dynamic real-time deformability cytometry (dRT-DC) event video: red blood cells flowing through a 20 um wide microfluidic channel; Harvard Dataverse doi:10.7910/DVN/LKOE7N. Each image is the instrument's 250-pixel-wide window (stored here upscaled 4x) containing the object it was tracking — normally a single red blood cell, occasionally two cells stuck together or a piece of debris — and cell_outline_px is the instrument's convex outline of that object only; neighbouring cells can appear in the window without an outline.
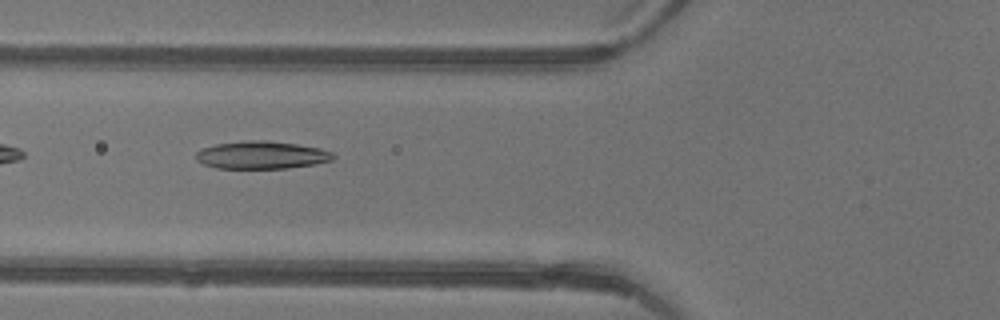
{"species": "common noctule bat (a hibernating species)", "species_latin": "Nyctalus noctula", "temperature_condition": "warm", "stored_images_in_passage": 2, "camera_frame_rate_fps": 3000, "um_per_image_px": 0.085, "animal": {"sex": "female"}, "frame": {"image": 1, "passage_image": 2, "time_ms": 0.333, "image_size_px": [1000, 320], "cell_outline_px": [[336, 156], [332, 160], [312, 164], [288, 168], [216, 168], [204, 164], [196, 160], [196, 152], [204, 148], [216, 144], [248, 140], [264, 140], [296, 144], [320, 148], [332, 152]], "centroid_in_image_um": [22.23, 13.18], "position_along_channel_um": 103.6, "area_um2": 21.96}}